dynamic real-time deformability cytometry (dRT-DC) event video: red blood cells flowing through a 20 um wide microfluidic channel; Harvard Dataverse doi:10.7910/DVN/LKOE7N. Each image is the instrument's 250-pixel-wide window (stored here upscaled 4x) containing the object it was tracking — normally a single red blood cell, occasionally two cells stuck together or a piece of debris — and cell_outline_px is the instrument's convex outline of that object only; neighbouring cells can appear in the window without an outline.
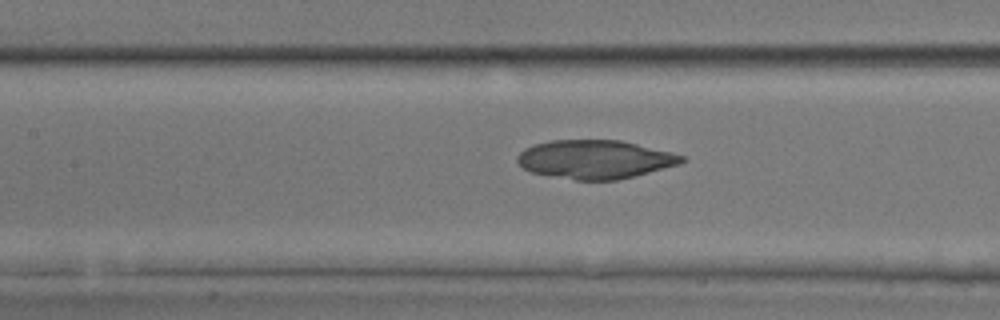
{"species": "common noctule bat (a hibernating species)", "species_latin": "Nyctalus noctula", "temperature_condition": "room temperature", "stored_images_in_passage": 52, "camera_frame_rate_fps": 3000, "um_per_image_px": 0.085, "animal": {"sex": "male", "body_mass_g": 17.9, "forearm_length_mm": 54.2}, "frame": {"image": 1, "passage_image": 24, "time_ms": 7.667, "image_size_px": [1000, 320], "cell_outline_px": [[688, 160], [680, 164], [616, 180], [576, 180], [532, 172], [524, 168], [516, 160], [516, 156], [524, 148], [532, 144], [552, 140], [620, 140], [672, 152], [684, 156]], "centroid_in_image_um": [50.57, 13.53], "position_along_channel_um": 156.8, "area_um2": 36.88}}
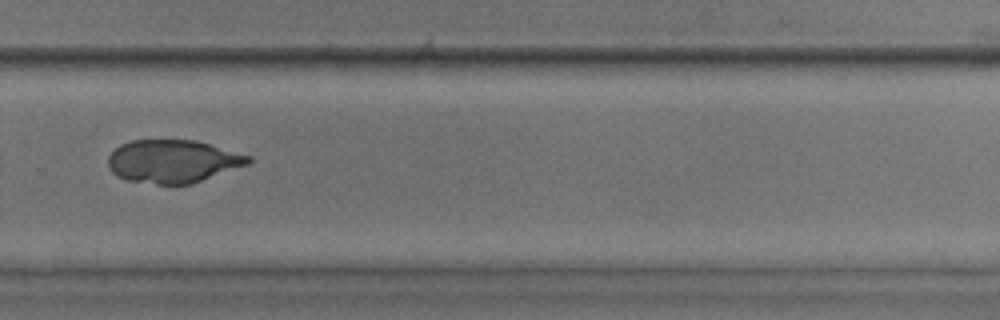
{"frame": {"image": 2, "passage_image": 36, "time_ms": 11.667, "image_size_px": [1000, 320], "cell_outline_px": [[252, 160], [248, 164], [192, 184], [156, 184], [128, 180], [116, 176], [108, 168], [108, 156], [120, 144], [132, 140], [196, 140], [252, 156]], "centroid_in_image_um": [14.69, 13.71], "position_along_channel_um": 315.1, "area_um2": 35.2}}
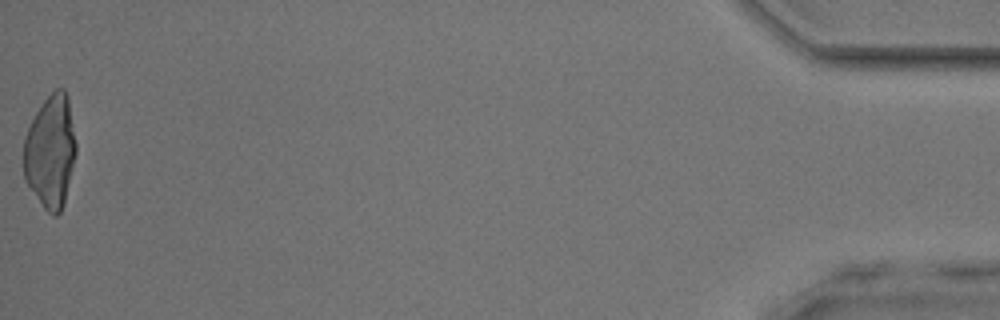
{"frame": {"image": 3, "passage_image": 52, "time_ms": 17.0, "image_size_px": [1000, 320], "cell_outline_px": [[76, 152], [64, 204], [60, 212], [56, 216], [52, 216], [44, 208], [24, 180], [24, 136], [36, 112], [44, 100], [56, 88], [64, 88], [68, 96], [76, 144]], "centroid_in_image_um": [4.29, 12.89], "position_along_channel_um": 430.9, "area_um2": 34.45}}